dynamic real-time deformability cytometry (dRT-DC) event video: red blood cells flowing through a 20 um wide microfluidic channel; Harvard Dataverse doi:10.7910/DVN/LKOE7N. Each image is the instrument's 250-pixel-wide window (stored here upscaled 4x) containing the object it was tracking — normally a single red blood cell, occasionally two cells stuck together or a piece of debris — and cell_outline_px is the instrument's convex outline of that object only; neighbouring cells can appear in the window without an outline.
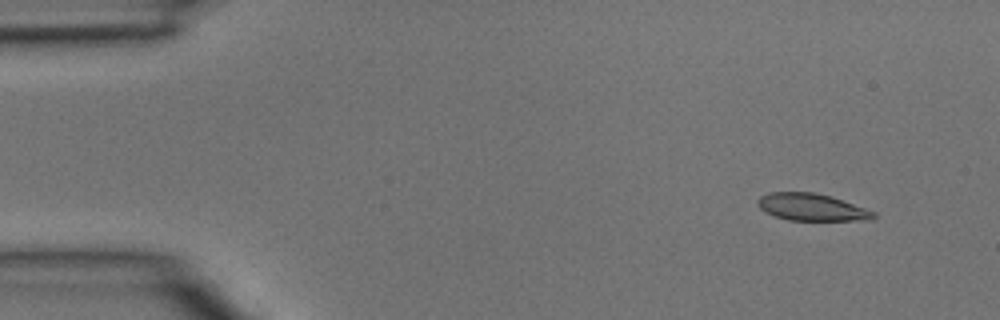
{"species": "common noctule bat (a hibernating species)", "species_latin": "Nyctalus noctula", "temperature_condition": "room temperature", "stored_images_in_passage": 4, "segment_of_instrument_passage": [1, 2], "camera_frame_rate_fps": 3000, "um_per_image_px": 0.085, "animal": {"sex": "male", "body_mass_g": 15.6}, "frame": {"image": 1, "passage_image": 1, "time_ms": 0.0, "image_size_px": [1000, 320], "cell_outline_px": [[876, 216], [872, 220], [788, 220], [764, 212], [756, 204], [756, 200], [760, 196], [768, 192], [812, 192], [828, 196], [876, 212]], "centroid_in_image_um": [68.93, 17.61], "position_along_channel_um": 16.1, "area_um2": 18.15}}